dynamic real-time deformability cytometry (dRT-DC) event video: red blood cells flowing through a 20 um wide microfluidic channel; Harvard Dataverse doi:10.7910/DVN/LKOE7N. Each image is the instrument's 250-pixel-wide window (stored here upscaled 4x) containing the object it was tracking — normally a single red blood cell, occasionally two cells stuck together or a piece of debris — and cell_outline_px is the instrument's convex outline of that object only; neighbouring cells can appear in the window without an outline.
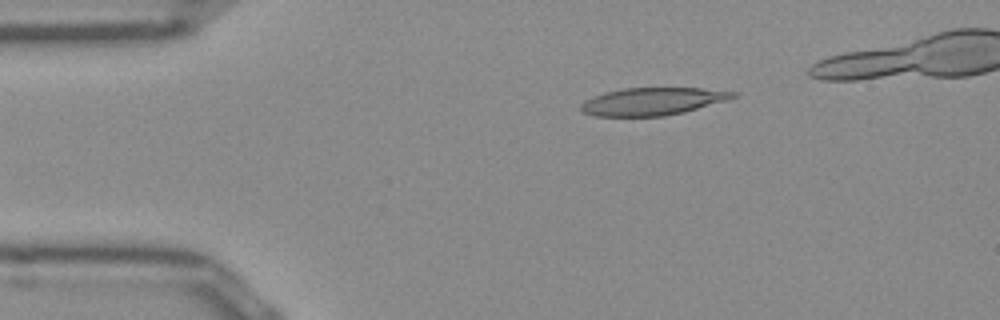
{"species": "Egyptian fruit bat (a non-hibernating species)", "species_latin": "Rousettus aegyptiacus", "temperature_condition": "room temperature", "stored_images_in_passage": 37, "camera_frame_rate_fps": 3000, "um_per_image_px": 0.085, "frame": {"image": 1, "passage_image": 2, "time_ms": 0.333, "image_size_px": [1000, 320], "cell_outline_px": [[740, 96], [728, 100], [684, 112], [664, 116], [596, 116], [580, 112], [580, 104], [584, 100], [592, 96], [604, 92], [624, 88], [700, 88], [736, 92]], "centroid_in_image_um": [55.44, 8.62], "position_along_channel_um": 29.6, "area_um2": 24.62}}
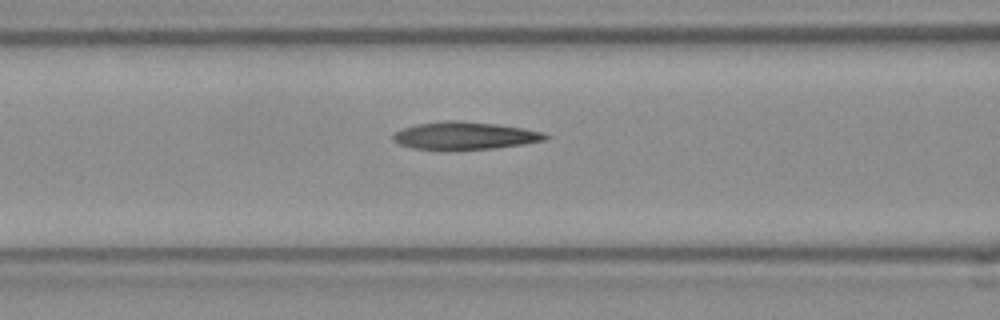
{"frame": {"image": 2, "passage_image": 13, "time_ms": 4.0, "image_size_px": [1000, 320], "cell_outline_px": [[552, 136], [544, 140], [524, 144], [496, 148], [412, 148], [400, 144], [392, 140], [392, 136], [396, 132], [404, 128], [416, 124], [444, 120], [460, 120], [496, 124], [524, 128], [544, 132]], "centroid_in_image_um": [39.56, 11.5], "position_along_channel_um": 127.0, "area_um2": 24.1}}
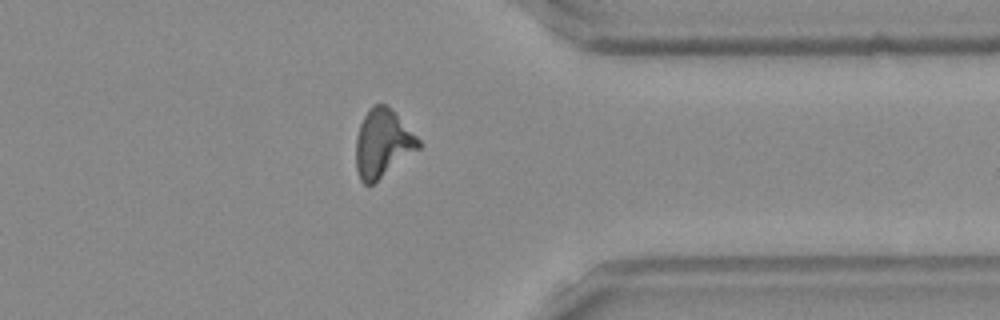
{"frame": {"image": 3, "passage_image": 33, "time_ms": 10.667, "image_size_px": [1000, 320], "cell_outline_px": [[420, 148], [372, 184], [364, 184], [360, 180], [356, 168], [356, 136], [360, 124], [364, 116], [372, 104], [388, 104], [420, 140]], "centroid_in_image_um": [32.51, 12.16], "position_along_channel_um": 378.9, "area_um2": 24.68}, "authors_computed_cell_mechanics": {"area_um2": 24.2182, "velocity_mm_per_s": 3.9219, "shape_relaxation_time_tau1_ms": null, "shape_relaxation_time_tau2_ms": 4.7378, "deformation_change_tau1": null, "deformation_change_tau2": 0.1601}}